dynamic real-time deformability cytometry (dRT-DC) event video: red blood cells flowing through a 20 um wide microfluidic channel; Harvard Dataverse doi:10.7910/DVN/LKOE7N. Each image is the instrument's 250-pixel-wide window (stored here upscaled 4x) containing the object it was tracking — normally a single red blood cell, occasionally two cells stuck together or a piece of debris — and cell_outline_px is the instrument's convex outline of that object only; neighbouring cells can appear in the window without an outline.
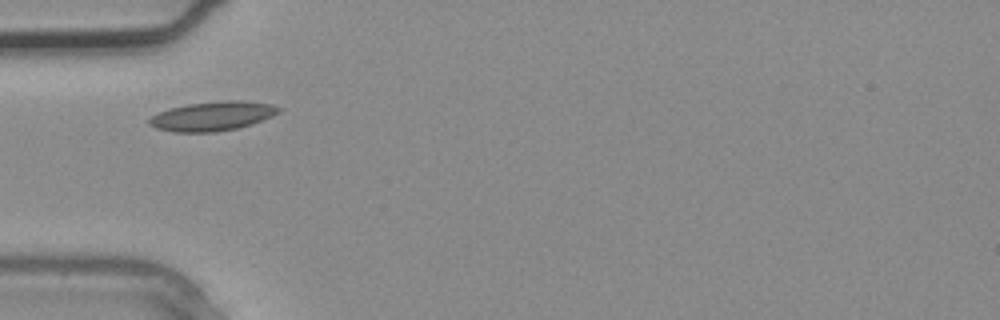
{"species": "common noctule bat (a hibernating species)", "species_latin": "Nyctalus noctula", "temperature_condition": "warm", "stored_images_in_passage": 1, "camera_frame_rate_fps": 3000, "um_per_image_px": 0.085, "animal": {"sex": "male", "body_mass_g": 20.4}, "frame": {"image": 1, "passage_image": 1, "time_ms": 0.0, "image_size_px": [1000, 320], "cell_outline_px": [[284, 108], [280, 112], [272, 116], [252, 124], [236, 128], [216, 132], [172, 132], [156, 128], [148, 124], [148, 120], [156, 112], [168, 108], [188, 104], [228, 100], [240, 100], [272, 104]], "centroid_in_image_um": [18.06, 9.87], "position_along_channel_um": 66.9, "area_um2": 22.25}}